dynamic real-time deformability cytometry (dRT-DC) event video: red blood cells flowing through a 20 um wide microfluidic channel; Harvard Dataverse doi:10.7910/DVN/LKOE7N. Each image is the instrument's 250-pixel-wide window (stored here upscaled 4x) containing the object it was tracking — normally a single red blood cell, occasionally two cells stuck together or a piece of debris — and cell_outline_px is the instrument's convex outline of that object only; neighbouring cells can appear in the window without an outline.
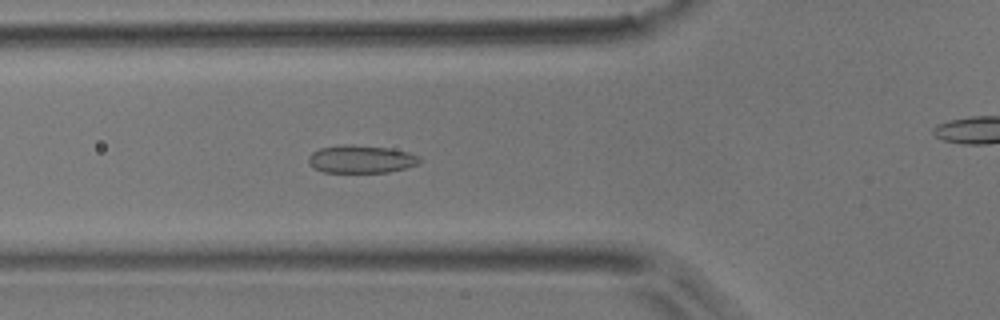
{"species": "common noctule bat (a hibernating species)", "species_latin": "Nyctalus noctula", "temperature_condition": "room temperature", "stored_images_in_passage": 38, "camera_frame_rate_fps": 3000, "um_per_image_px": 0.085, "animal": {"sex": "male", "body_mass_g": 17.9}, "frame": {"image": 1, "passage_image": 5, "time_ms": 1.333, "image_size_px": [1000, 320], "cell_outline_px": [[420, 160], [416, 164], [404, 168], [388, 172], [324, 172], [316, 168], [308, 160], [308, 156], [312, 152], [320, 148], [340, 144], [352, 144], [388, 148], [408, 152], [420, 156]], "centroid_in_image_um": [30.68, 13.51], "position_along_channel_um": 95.1, "area_um2": 17.86}}
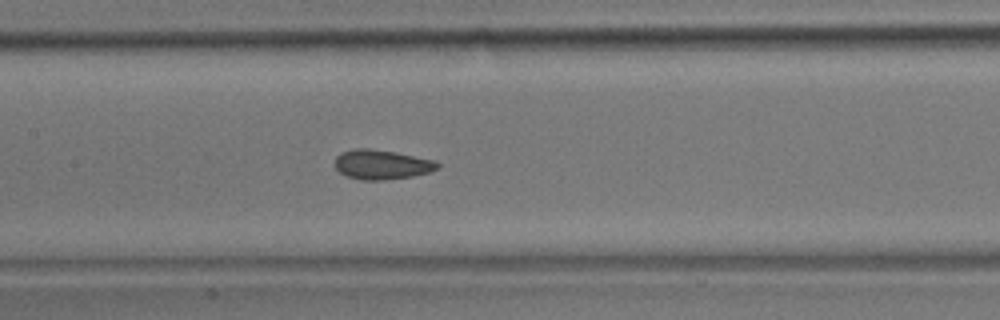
{"frame": {"image": 2, "passage_image": 11, "time_ms": 3.333, "image_size_px": [1000, 320], "cell_outline_px": [[440, 168], [428, 172], [412, 176], [384, 180], [360, 180], [348, 176], [340, 172], [336, 168], [336, 156], [340, 152], [352, 148], [368, 148], [396, 152], [432, 160], [440, 164]], "centroid_in_image_um": [32.42, 13.98], "position_along_channel_um": 175.0, "area_um2": 17.63}}
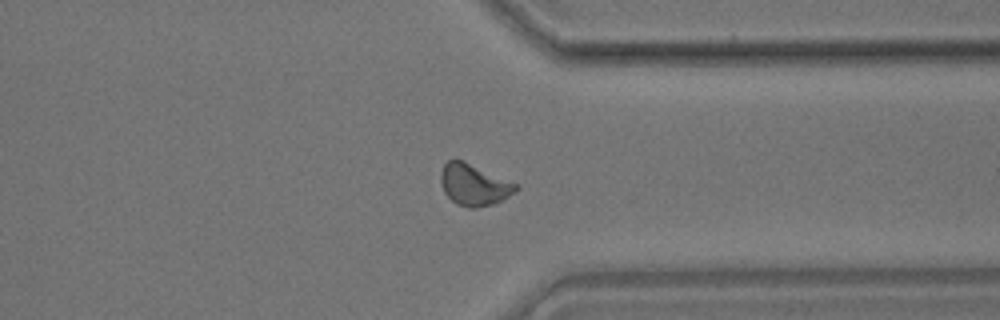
{"frame": {"image": 3, "passage_image": 26, "time_ms": 8.333, "image_size_px": [1000, 320], "cell_outline_px": [[520, 188], [516, 192], [492, 204], [476, 208], [468, 208], [456, 204], [444, 192], [440, 180], [440, 172], [444, 164], [448, 160], [464, 160], [520, 184]], "centroid_in_image_um": [40.32, 15.69], "position_along_channel_um": 371.1, "area_um2": 18.44}, "authors_computed_cell_mechanics": {"area_um2": 17.5134, "velocity_mm_per_s": 3.9677, "shape_relaxation_time_tau1_ms": 10.9855, "shape_relaxation_time_tau2_ms": 0.8908, "deformation_change_tau1": 0.1467, "deformation_change_tau2": 0.0501}}